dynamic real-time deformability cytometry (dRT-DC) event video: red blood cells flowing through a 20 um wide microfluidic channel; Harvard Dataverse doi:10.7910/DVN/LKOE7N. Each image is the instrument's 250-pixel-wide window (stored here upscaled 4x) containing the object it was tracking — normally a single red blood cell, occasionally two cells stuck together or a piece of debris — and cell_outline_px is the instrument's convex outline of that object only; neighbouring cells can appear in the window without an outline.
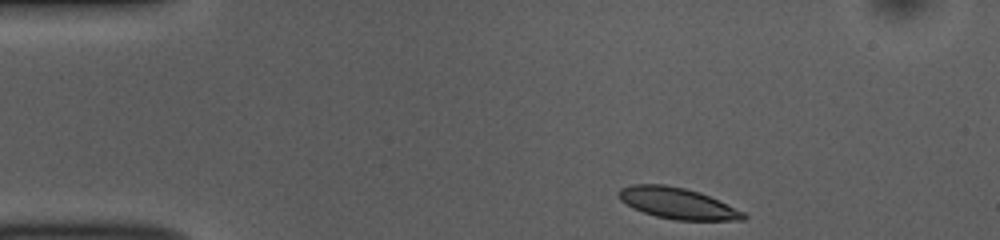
{"species": "common noctule bat (a hibernating species)", "species_latin": "Nyctalus noctula", "temperature_condition": "room temperature", "stored_images_in_passage": 46, "camera_frame_rate_fps": 3000, "um_per_image_px": 0.085, "animal": {"sex": "female", "body_mass_g": 10.0, "forearm_length_mm": 53.1}, "frame": {"image": 1, "passage_image": 1, "time_ms": 0.0, "image_size_px": [1000, 240], "cell_outline_px": [[748, 216], [744, 220], [676, 220], [656, 216], [632, 208], [620, 200], [616, 196], [616, 192], [620, 188], [632, 184], [664, 184], [684, 188], [700, 192], [744, 212]], "centroid_in_image_um": [57.53, 17.27], "position_along_channel_um": 27.5, "area_um2": 22.66}}
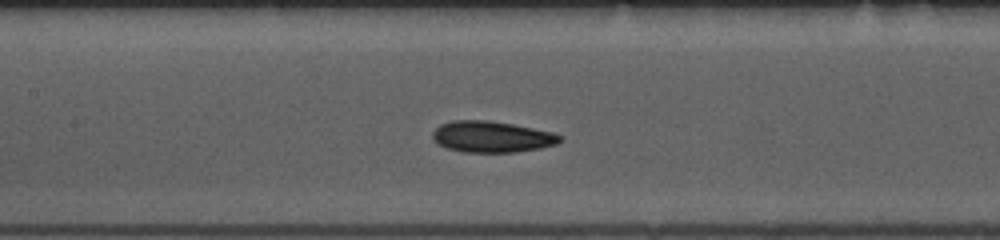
{"frame": {"image": 2, "passage_image": 17, "time_ms": 5.333, "image_size_px": [1000, 240], "cell_outline_px": [[560, 140], [556, 144], [540, 148], [516, 152], [464, 152], [448, 148], [440, 144], [432, 136], [432, 132], [440, 124], [452, 120], [488, 120], [512, 124], [552, 132], [560, 136]], "centroid_in_image_um": [41.78, 11.62], "position_along_channel_um": 165.6, "area_um2": 22.89}}
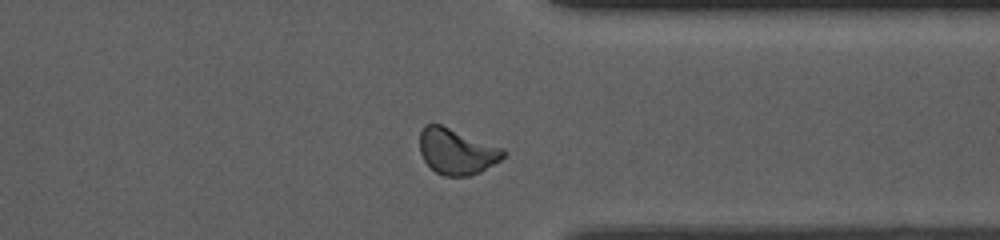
{"frame": {"image": 3, "passage_image": 34, "time_ms": 11.0, "image_size_px": [1000, 240], "cell_outline_px": [[508, 152], [500, 160], [480, 172], [468, 176], [444, 176], [436, 172], [424, 160], [420, 152], [420, 132], [424, 124], [440, 124], [504, 148]], "centroid_in_image_um": [38.82, 12.87], "position_along_channel_um": 372.6, "area_um2": 22.31}, "authors_computed_cell_mechanics": {"area_um2": 22.7732, "velocity_mm_per_s": 3.7047, "shape_relaxation_time_tau1_ms": 3.4462, "shape_relaxation_time_tau2_ms": 4.3994, "deformation_change_tau1": 0.1224, "deformation_change_tau2": 0.0853}}